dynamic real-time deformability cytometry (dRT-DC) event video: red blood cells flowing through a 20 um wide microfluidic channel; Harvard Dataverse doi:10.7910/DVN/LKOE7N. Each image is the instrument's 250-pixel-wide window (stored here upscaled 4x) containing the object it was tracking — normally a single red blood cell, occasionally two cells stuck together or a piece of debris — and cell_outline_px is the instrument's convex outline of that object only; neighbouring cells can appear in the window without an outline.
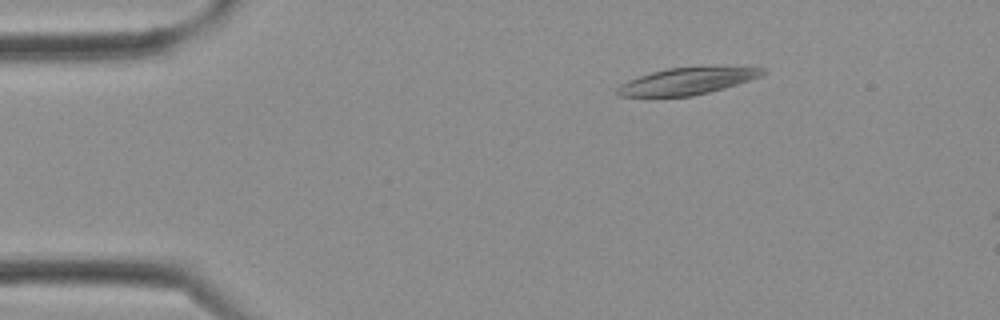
{"species": "Egyptian fruit bat (a non-hibernating species)", "species_latin": "Rousettus aegyptiacus", "temperature_condition": "cold", "stored_images_in_passage": 2, "camera_frame_rate_fps": 3000, "um_per_image_px": 0.085, "frame": {"image": 1, "passage_image": 1, "time_ms": 0.0, "image_size_px": [1000, 320], "cell_outline_px": [[768, 72], [760, 76], [724, 88], [692, 96], [616, 96], [616, 88], [620, 84], [628, 80], [652, 72], [668, 68], [764, 68]], "centroid_in_image_um": [58.31, 6.92], "position_along_channel_um": 26.7, "area_um2": 21.91}}
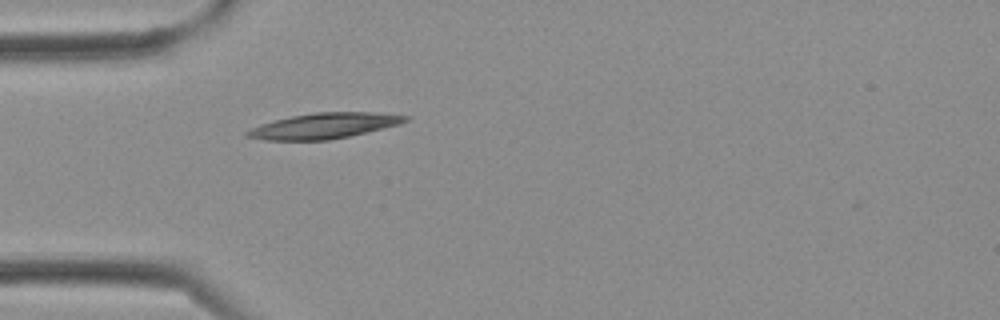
{"frame": {"image": 2, "passage_image": 2, "time_ms": 0.333, "image_size_px": [1000, 320], "cell_outline_px": [[408, 120], [400, 124], [348, 136], [328, 140], [264, 140], [244, 136], [244, 132], [260, 124], [292, 116], [316, 112], [376, 112], [408, 116]], "centroid_in_image_um": [27.52, 10.69], "position_along_channel_um": 57.5, "area_um2": 23.29}}